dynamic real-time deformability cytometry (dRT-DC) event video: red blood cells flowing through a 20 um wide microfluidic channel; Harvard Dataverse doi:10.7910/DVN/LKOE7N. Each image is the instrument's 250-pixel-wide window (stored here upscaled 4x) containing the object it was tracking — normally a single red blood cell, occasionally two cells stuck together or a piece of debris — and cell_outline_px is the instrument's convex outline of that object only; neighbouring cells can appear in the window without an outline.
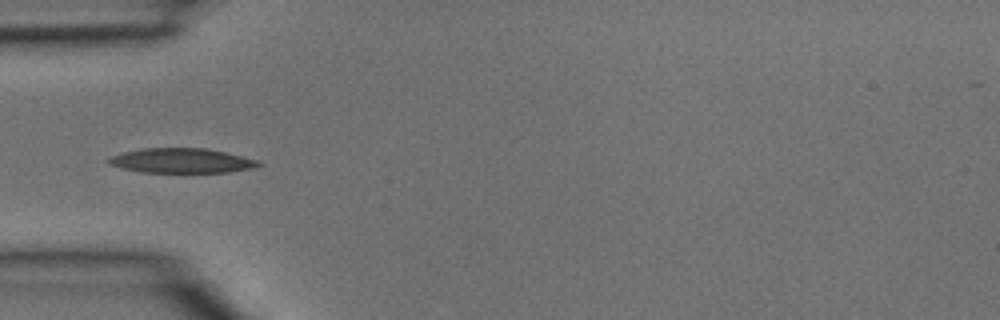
{"species": "common noctule bat (a hibernating species)", "species_latin": "Nyctalus noctula", "temperature_condition": "room temperature", "stored_images_in_passage": 32, "camera_frame_rate_fps": 3000, "um_per_image_px": 0.085, "animal": {"sex": "male", "body_mass_g": 15.6}, "frame": {"image": 1, "passage_image": 5, "time_ms": 1.333, "image_size_px": [1000, 320], "cell_outline_px": [[264, 164], [256, 168], [228, 172], [140, 172], [124, 168], [112, 164], [108, 160], [112, 156], [124, 152], [144, 148], [208, 148], [256, 160]], "centroid_in_image_um": [15.5, 13.66], "position_along_channel_um": 69.5, "area_um2": 21.27}}